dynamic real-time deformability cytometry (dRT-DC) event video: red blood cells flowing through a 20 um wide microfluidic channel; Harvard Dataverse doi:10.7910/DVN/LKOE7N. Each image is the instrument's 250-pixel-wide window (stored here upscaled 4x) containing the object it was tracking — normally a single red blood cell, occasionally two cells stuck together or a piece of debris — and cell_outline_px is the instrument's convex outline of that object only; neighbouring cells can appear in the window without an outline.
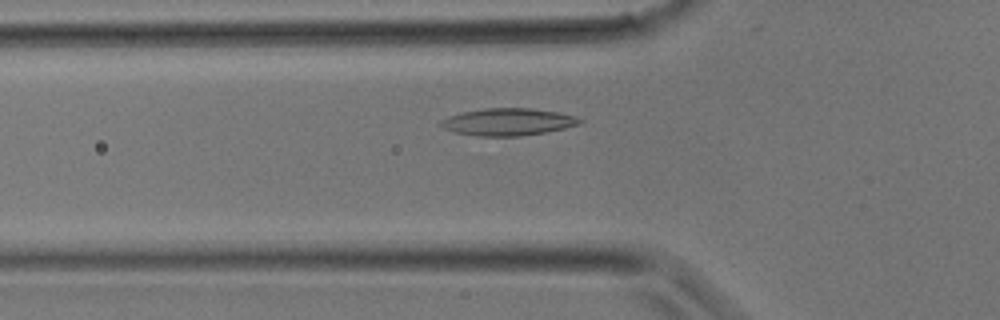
{"species": "common noctule bat (a hibernating species)", "species_latin": "Nyctalus noctula", "temperature_condition": "room temperature", "stored_images_in_passage": 30, "camera_frame_rate_fps": 3000, "um_per_image_px": 0.085, "animal": {"sex": "male", "body_mass_g": 17.9}, "frame": {"image": 1, "passage_image": 7, "time_ms": 2.0, "image_size_px": [1000, 320], "cell_outline_px": [[584, 120], [580, 124], [548, 132], [520, 136], [476, 136], [456, 132], [444, 128], [440, 124], [440, 120], [448, 116], [460, 112], [484, 108], [532, 108], [556, 112], [576, 116]], "centroid_in_image_um": [43.18, 10.36], "position_along_channel_um": 82.6, "area_um2": 22.14}}
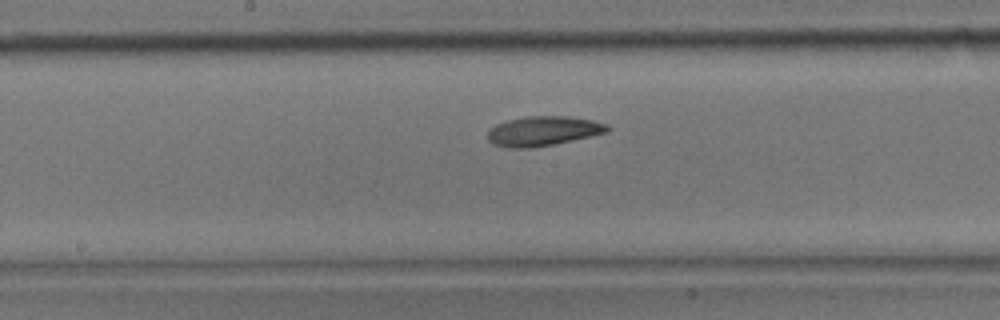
{"frame": {"image": 2, "passage_image": 13, "time_ms": 4.0, "image_size_px": [1000, 320], "cell_outline_px": [[612, 128], [608, 132], [552, 144], [532, 148], [508, 148], [492, 144], [488, 140], [488, 128], [496, 124], [508, 120], [528, 116], [568, 116], [592, 120], [608, 124]], "centroid_in_image_um": [46.15, 11.13], "position_along_channel_um": 202.1, "area_um2": 20.69}}
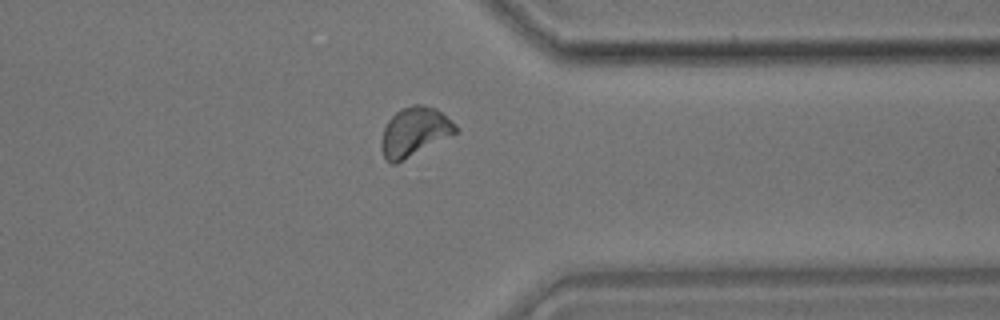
{"frame": {"image": 3, "passage_image": 22, "time_ms": 7.0, "image_size_px": [1000, 320], "cell_outline_px": [[456, 132], [396, 164], [392, 164], [384, 156], [380, 148], [384, 128], [388, 120], [400, 108], [412, 104], [420, 104], [436, 108], [456, 124]], "centroid_in_image_um": [35.2, 11.18], "position_along_channel_um": 376.2, "area_um2": 20.87}}